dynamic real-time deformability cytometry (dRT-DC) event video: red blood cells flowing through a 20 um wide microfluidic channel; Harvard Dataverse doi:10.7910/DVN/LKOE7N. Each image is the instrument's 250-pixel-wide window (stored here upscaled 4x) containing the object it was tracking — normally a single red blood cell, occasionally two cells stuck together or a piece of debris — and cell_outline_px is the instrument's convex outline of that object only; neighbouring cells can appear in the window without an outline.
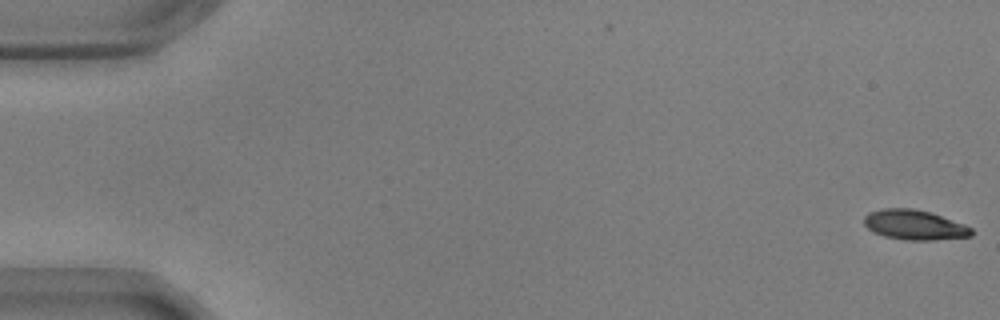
{"species": "common noctule bat (a hibernating species)", "species_latin": "Nyctalus noctula", "temperature_condition": "warm", "stored_images_in_passage": 2, "camera_frame_rate_fps": 3000, "um_per_image_px": 0.085, "animal": {"sex": "male", "body_mass_g": 17.9, "forearm_length_mm": 54.2}, "frame": {"image": 1, "passage_image": 2, "time_ms": 0.333, "image_size_px": [1000, 320], "cell_outline_px": [[972, 236], [932, 240], [904, 240], [884, 236], [872, 232], [864, 224], [864, 216], [868, 212], [884, 208], [912, 208], [928, 212], [964, 224], [972, 228]], "centroid_in_image_um": [77.69, 19.12], "position_along_channel_um": 7.3, "area_um2": 18.61}}